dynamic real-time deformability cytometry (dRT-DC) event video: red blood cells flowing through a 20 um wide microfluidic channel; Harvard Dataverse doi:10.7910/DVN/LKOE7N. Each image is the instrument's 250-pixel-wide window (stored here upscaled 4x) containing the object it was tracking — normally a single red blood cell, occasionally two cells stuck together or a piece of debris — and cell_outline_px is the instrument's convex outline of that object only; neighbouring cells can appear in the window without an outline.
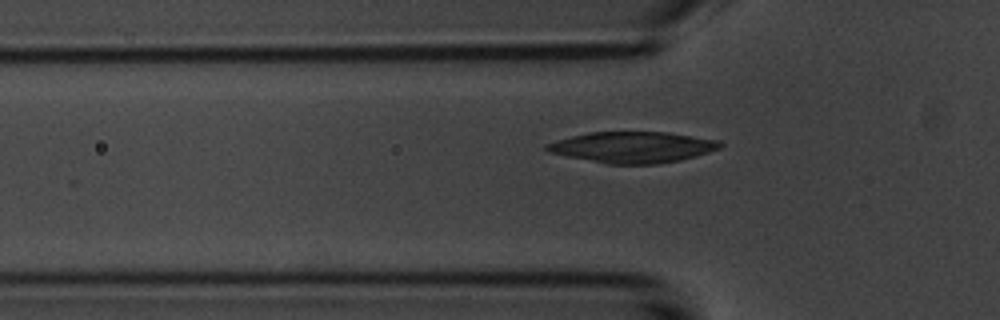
{"species": "common noctule bat (a hibernating species)", "species_latin": "Nyctalus noctula", "temperature_condition": "room temperature", "stored_images_in_passage": 12, "camera_frame_rate_fps": 3000, "um_per_image_px": 0.085, "animal": {"sex": "male", "body_mass_g": 20.1, "forearm_length_mm": 53.5}, "frame": {"image": 1, "passage_image": 2, "time_ms": 0.333, "image_size_px": [1000, 320], "cell_outline_px": [[724, 144], [720, 148], [696, 156], [680, 160], [660, 164], [608, 164], [548, 152], [544, 148], [544, 144], [556, 140], [588, 132], [668, 132], [720, 140]], "centroid_in_image_um": [53.79, 12.51], "position_along_channel_um": 72.0, "area_um2": 31.44}}
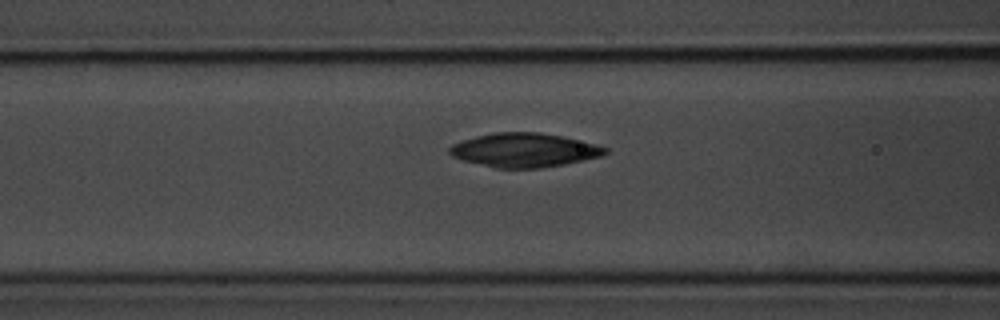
{"frame": {"image": 2, "passage_image": 6, "time_ms": 1.667, "image_size_px": [1000, 320], "cell_outline_px": [[608, 152], [600, 156], [564, 164], [540, 168], [496, 168], [464, 160], [452, 156], [448, 152], [448, 148], [452, 144], [476, 136], [496, 132], [540, 132], [560, 136], [596, 144], [608, 148]], "centroid_in_image_um": [44.55, 12.76], "position_along_channel_um": 122.1, "area_um2": 30.52}}
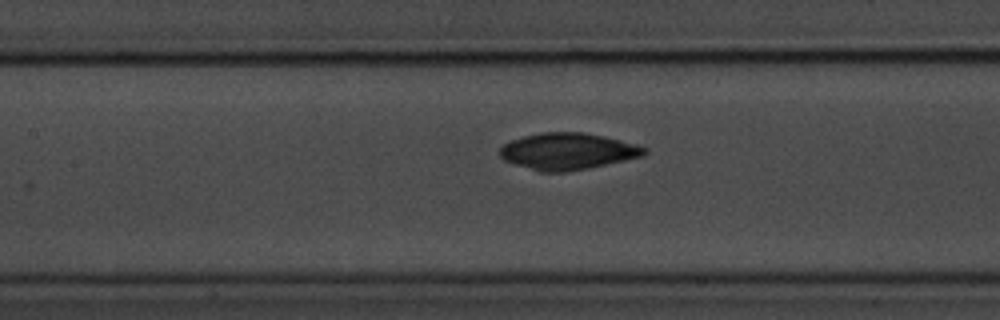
{"frame": {"image": 3, "passage_image": 9, "time_ms": 2.667, "image_size_px": [1000, 320], "cell_outline_px": [[648, 152], [644, 156], [588, 168], [564, 172], [540, 172], [504, 160], [500, 156], [500, 148], [504, 144], [512, 140], [524, 136], [540, 132], [584, 132], [604, 136], [636, 144], [648, 148]], "centroid_in_image_um": [48.28, 12.85], "position_along_channel_um": 159.1, "area_um2": 30.81}}